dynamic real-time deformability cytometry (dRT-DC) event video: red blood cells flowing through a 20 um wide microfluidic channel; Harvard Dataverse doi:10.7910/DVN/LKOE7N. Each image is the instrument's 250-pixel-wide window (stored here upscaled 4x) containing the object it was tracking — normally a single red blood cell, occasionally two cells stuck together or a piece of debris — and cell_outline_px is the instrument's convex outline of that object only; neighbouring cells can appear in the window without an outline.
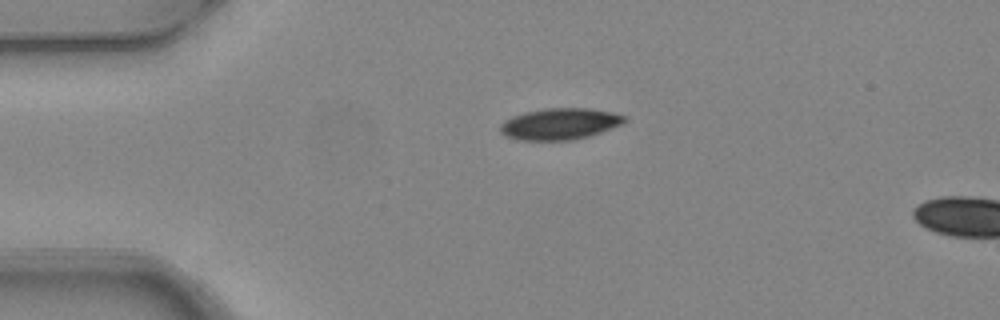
{"species": "common noctule bat (a hibernating species)", "species_latin": "Nyctalus noctula", "temperature_condition": "warm", "stored_images_in_passage": 2, "camera_frame_rate_fps": 3000, "um_per_image_px": 0.085, "animal": {"sex": "female", "body_mass_g": 24.6, "forearm_length_mm": 56.2}, "frame": {"image": 1, "passage_image": 1, "time_ms": 0.0, "image_size_px": [1000, 320], "cell_outline_px": [[628, 120], [624, 124], [588, 136], [572, 140], [520, 140], [504, 136], [500, 132], [500, 124], [504, 120], [512, 116], [524, 112], [548, 108], [588, 108], [612, 112], [628, 116]], "centroid_in_image_um": [47.6, 10.53], "position_along_channel_um": 37.4, "area_um2": 22.95}}